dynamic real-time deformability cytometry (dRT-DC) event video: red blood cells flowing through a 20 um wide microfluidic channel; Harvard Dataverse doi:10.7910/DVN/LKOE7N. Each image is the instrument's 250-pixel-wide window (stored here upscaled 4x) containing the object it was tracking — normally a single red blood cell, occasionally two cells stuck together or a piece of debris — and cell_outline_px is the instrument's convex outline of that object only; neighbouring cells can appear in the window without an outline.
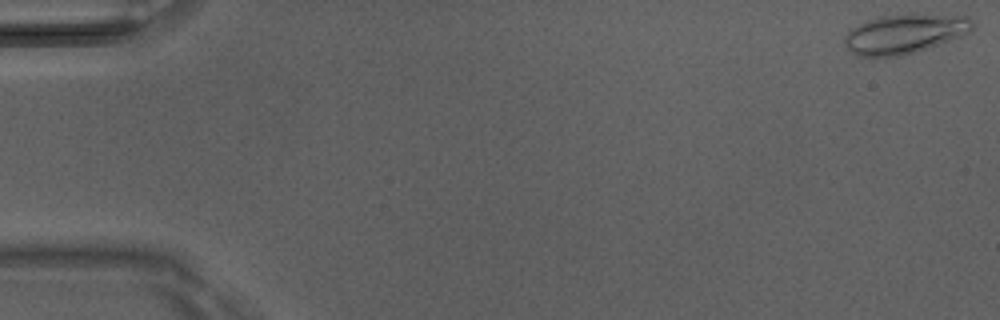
{"species": "Egyptian fruit bat (a non-hibernating species)", "species_latin": "Rousettus aegyptiacus", "temperature_condition": "room temperature", "stored_images_in_passage": 15, "camera_frame_rate_fps": 3000, "um_per_image_px": 0.085, "animal": {"sex": "male"}, "frame": {"image": 1, "passage_image": 1, "time_ms": 0.0, "image_size_px": [1000, 320], "cell_outline_px": [[972, 32], [900, 56], [872, 60], [856, 56], [844, 44], [844, 36], [852, 28], [868, 20], [880, 16], [908, 12], [920, 12], [968, 16], [972, 20]], "centroid_in_image_um": [76.85, 2.86], "position_along_channel_um": 8.1, "area_um2": 30.23}}